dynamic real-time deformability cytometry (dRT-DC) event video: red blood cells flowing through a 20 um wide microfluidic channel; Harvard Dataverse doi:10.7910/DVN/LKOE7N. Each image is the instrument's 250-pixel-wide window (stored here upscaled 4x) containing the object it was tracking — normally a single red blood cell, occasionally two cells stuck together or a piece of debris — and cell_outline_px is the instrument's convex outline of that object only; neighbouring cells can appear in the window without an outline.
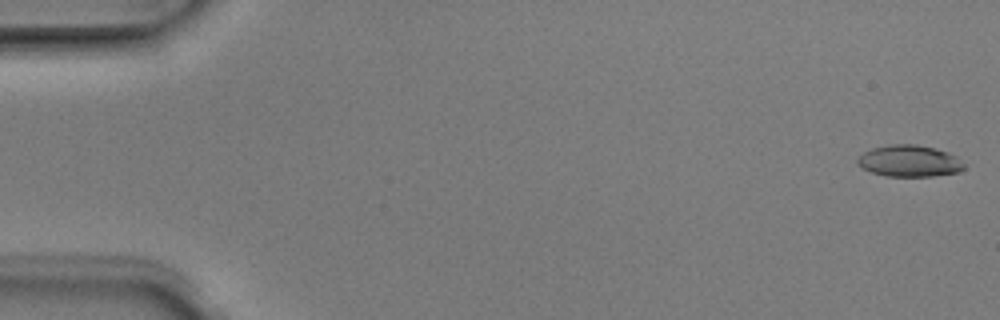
{"species": "Egyptian fruit bat (a non-hibernating species)", "species_latin": "Rousettus aegyptiacus", "temperature_condition": "room temperature", "stored_images_in_passage": 4, "camera_frame_rate_fps": 3000, "um_per_image_px": 0.085, "animal": {"sex": "male"}, "frame": {"image": 1, "passage_image": 1, "time_ms": 0.0, "image_size_px": [1000, 320], "cell_outline_px": [[964, 168], [956, 172], [932, 176], [884, 176], [872, 172], [856, 164], [856, 160], [864, 152], [872, 148], [892, 144], [916, 144], [936, 148], [948, 152], [956, 156], [964, 164]], "centroid_in_image_um": [77.28, 13.67], "position_along_channel_um": 7.7, "area_um2": 19.54}}
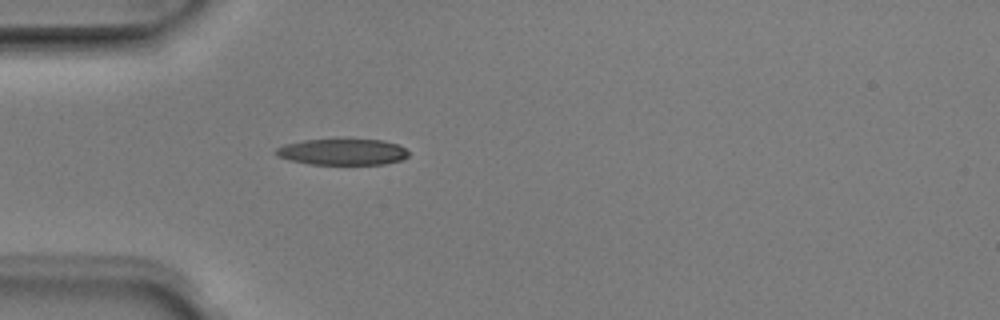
{"frame": {"image": 2, "passage_image": 4, "time_ms": 1.0, "image_size_px": [1000, 320], "cell_outline_px": [[408, 156], [400, 160], [384, 164], [308, 164], [288, 160], [276, 156], [272, 152], [276, 148], [284, 144], [304, 140], [384, 140], [400, 144], [408, 152]], "centroid_in_image_um": [29.07, 12.92], "position_along_channel_um": 55.9, "area_um2": 20.29}}